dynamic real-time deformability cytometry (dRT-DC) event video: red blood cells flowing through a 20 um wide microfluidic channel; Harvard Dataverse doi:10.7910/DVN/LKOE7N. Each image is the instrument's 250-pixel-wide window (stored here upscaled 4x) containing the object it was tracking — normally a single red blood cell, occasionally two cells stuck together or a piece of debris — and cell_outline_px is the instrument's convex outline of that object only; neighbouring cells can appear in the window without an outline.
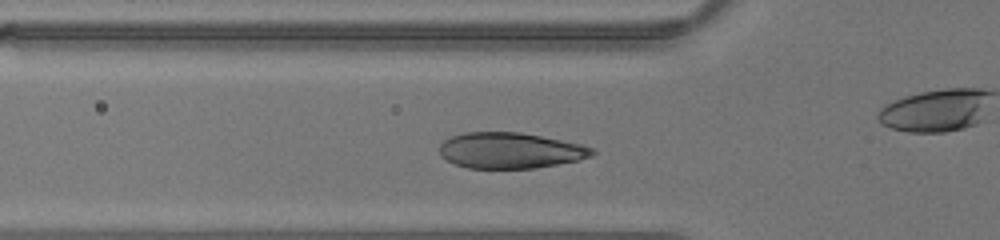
{"species": "human", "species_latin": "Homo sapiens", "temperature_condition": "warm", "stored_images_in_passage": 28, "camera_frame_rate_fps": 3000, "um_per_image_px": 0.085, "donor": {"sex": "male"}, "frame": {"image": 1, "passage_image": 9, "time_ms": 2.667, "image_size_px": [1000, 240], "cell_outline_px": [[596, 152], [592, 156], [576, 160], [536, 168], [468, 168], [456, 164], [440, 156], [440, 144], [444, 140], [452, 136], [464, 132], [520, 132], [584, 144], [592, 148]], "centroid_in_image_um": [43.37, 12.78], "position_along_channel_um": 82.4, "area_um2": 31.85}}
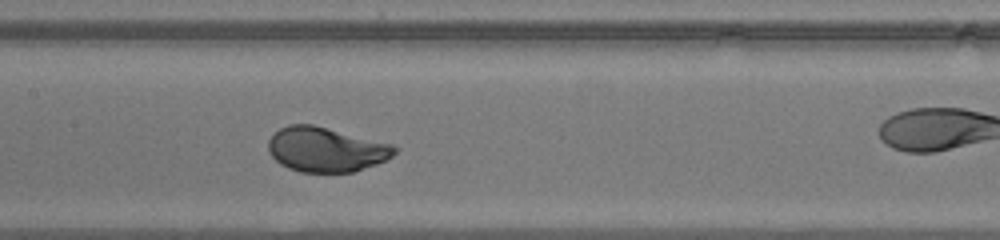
{"frame": {"image": 2, "passage_image": 15, "time_ms": 4.667, "image_size_px": [1000, 240], "cell_outline_px": [[396, 152], [392, 156], [376, 164], [352, 172], [300, 172], [288, 168], [280, 164], [268, 152], [268, 140], [280, 128], [288, 124], [312, 124], [392, 144], [396, 148]], "centroid_in_image_um": [27.67, 12.71], "position_along_channel_um": 179.7, "area_um2": 32.66}}
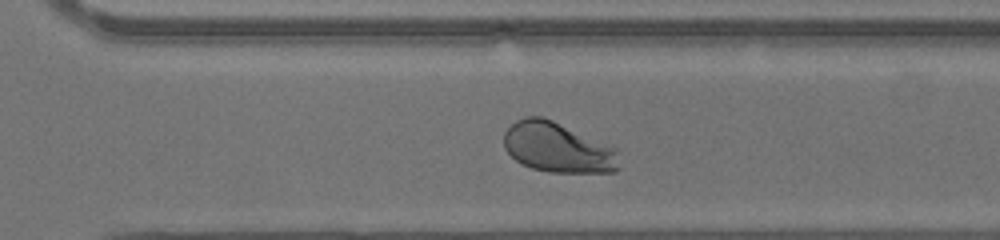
{"frame": {"image": 3, "passage_image": 24, "time_ms": 7.667, "image_size_px": [1000, 240], "cell_outline_px": [[620, 168], [616, 172], [548, 172], [532, 168], [520, 164], [504, 148], [504, 132], [516, 120], [524, 116], [544, 116], [620, 148]], "centroid_in_image_um": [47.48, 12.53], "position_along_channel_um": 323.1, "area_um2": 34.51}}